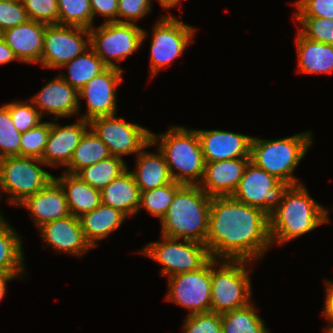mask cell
I'll list each match as a JSON object with an SVG mask.
<instances>
[{
	"instance_id": "obj_28",
	"label": "cell",
	"mask_w": 333,
	"mask_h": 333,
	"mask_svg": "<svg viewBox=\"0 0 333 333\" xmlns=\"http://www.w3.org/2000/svg\"><path fill=\"white\" fill-rule=\"evenodd\" d=\"M66 69L67 73L58 75L76 90L82 89L92 78L103 72L107 66L91 47L63 65L60 69Z\"/></svg>"
},
{
	"instance_id": "obj_40",
	"label": "cell",
	"mask_w": 333,
	"mask_h": 333,
	"mask_svg": "<svg viewBox=\"0 0 333 333\" xmlns=\"http://www.w3.org/2000/svg\"><path fill=\"white\" fill-rule=\"evenodd\" d=\"M29 19L58 25V0H22Z\"/></svg>"
},
{
	"instance_id": "obj_49",
	"label": "cell",
	"mask_w": 333,
	"mask_h": 333,
	"mask_svg": "<svg viewBox=\"0 0 333 333\" xmlns=\"http://www.w3.org/2000/svg\"><path fill=\"white\" fill-rule=\"evenodd\" d=\"M326 328V333H333V325H328Z\"/></svg>"
},
{
	"instance_id": "obj_43",
	"label": "cell",
	"mask_w": 333,
	"mask_h": 333,
	"mask_svg": "<svg viewBox=\"0 0 333 333\" xmlns=\"http://www.w3.org/2000/svg\"><path fill=\"white\" fill-rule=\"evenodd\" d=\"M294 17H324L333 19V0H297Z\"/></svg>"
},
{
	"instance_id": "obj_18",
	"label": "cell",
	"mask_w": 333,
	"mask_h": 333,
	"mask_svg": "<svg viewBox=\"0 0 333 333\" xmlns=\"http://www.w3.org/2000/svg\"><path fill=\"white\" fill-rule=\"evenodd\" d=\"M195 130L200 140L205 163L251 158L253 136L224 130Z\"/></svg>"
},
{
	"instance_id": "obj_32",
	"label": "cell",
	"mask_w": 333,
	"mask_h": 333,
	"mask_svg": "<svg viewBox=\"0 0 333 333\" xmlns=\"http://www.w3.org/2000/svg\"><path fill=\"white\" fill-rule=\"evenodd\" d=\"M127 169L128 166L124 159L110 156L98 163L84 167L76 175L91 187L101 191Z\"/></svg>"
},
{
	"instance_id": "obj_34",
	"label": "cell",
	"mask_w": 333,
	"mask_h": 333,
	"mask_svg": "<svg viewBox=\"0 0 333 333\" xmlns=\"http://www.w3.org/2000/svg\"><path fill=\"white\" fill-rule=\"evenodd\" d=\"M90 0H58V25L92 28Z\"/></svg>"
},
{
	"instance_id": "obj_14",
	"label": "cell",
	"mask_w": 333,
	"mask_h": 333,
	"mask_svg": "<svg viewBox=\"0 0 333 333\" xmlns=\"http://www.w3.org/2000/svg\"><path fill=\"white\" fill-rule=\"evenodd\" d=\"M89 47L88 28L47 25L43 39L41 67L59 69Z\"/></svg>"
},
{
	"instance_id": "obj_41",
	"label": "cell",
	"mask_w": 333,
	"mask_h": 333,
	"mask_svg": "<svg viewBox=\"0 0 333 333\" xmlns=\"http://www.w3.org/2000/svg\"><path fill=\"white\" fill-rule=\"evenodd\" d=\"M29 20L22 0H0V30L18 26Z\"/></svg>"
},
{
	"instance_id": "obj_2",
	"label": "cell",
	"mask_w": 333,
	"mask_h": 333,
	"mask_svg": "<svg viewBox=\"0 0 333 333\" xmlns=\"http://www.w3.org/2000/svg\"><path fill=\"white\" fill-rule=\"evenodd\" d=\"M328 210L315 201L305 185L289 186L280 205L268 216L271 245H284L329 223Z\"/></svg>"
},
{
	"instance_id": "obj_9",
	"label": "cell",
	"mask_w": 333,
	"mask_h": 333,
	"mask_svg": "<svg viewBox=\"0 0 333 333\" xmlns=\"http://www.w3.org/2000/svg\"><path fill=\"white\" fill-rule=\"evenodd\" d=\"M161 241H154L139 250L141 254L159 262L161 276L171 277L202 268L210 259L207 246L203 243L169 238L161 235Z\"/></svg>"
},
{
	"instance_id": "obj_38",
	"label": "cell",
	"mask_w": 333,
	"mask_h": 333,
	"mask_svg": "<svg viewBox=\"0 0 333 333\" xmlns=\"http://www.w3.org/2000/svg\"><path fill=\"white\" fill-rule=\"evenodd\" d=\"M9 110L14 126L20 133L37 127L42 121L39 110L30 100L12 101L5 104Z\"/></svg>"
},
{
	"instance_id": "obj_50",
	"label": "cell",
	"mask_w": 333,
	"mask_h": 333,
	"mask_svg": "<svg viewBox=\"0 0 333 333\" xmlns=\"http://www.w3.org/2000/svg\"><path fill=\"white\" fill-rule=\"evenodd\" d=\"M4 218V216L2 215V212L0 211V220Z\"/></svg>"
},
{
	"instance_id": "obj_11",
	"label": "cell",
	"mask_w": 333,
	"mask_h": 333,
	"mask_svg": "<svg viewBox=\"0 0 333 333\" xmlns=\"http://www.w3.org/2000/svg\"><path fill=\"white\" fill-rule=\"evenodd\" d=\"M116 115L95 118L89 127L108 147L111 156L123 159L124 155H137L151 141V131Z\"/></svg>"
},
{
	"instance_id": "obj_3",
	"label": "cell",
	"mask_w": 333,
	"mask_h": 333,
	"mask_svg": "<svg viewBox=\"0 0 333 333\" xmlns=\"http://www.w3.org/2000/svg\"><path fill=\"white\" fill-rule=\"evenodd\" d=\"M211 198L199 185H183L160 220L161 235L205 244Z\"/></svg>"
},
{
	"instance_id": "obj_46",
	"label": "cell",
	"mask_w": 333,
	"mask_h": 333,
	"mask_svg": "<svg viewBox=\"0 0 333 333\" xmlns=\"http://www.w3.org/2000/svg\"><path fill=\"white\" fill-rule=\"evenodd\" d=\"M19 61L13 50L6 44L3 37L0 38V65L8 64L12 61Z\"/></svg>"
},
{
	"instance_id": "obj_23",
	"label": "cell",
	"mask_w": 333,
	"mask_h": 333,
	"mask_svg": "<svg viewBox=\"0 0 333 333\" xmlns=\"http://www.w3.org/2000/svg\"><path fill=\"white\" fill-rule=\"evenodd\" d=\"M152 145L153 143L150 141L136 155L137 160L134 170L128 168L140 192L149 191L173 181L162 152L159 149H157V153L145 151L146 148Z\"/></svg>"
},
{
	"instance_id": "obj_48",
	"label": "cell",
	"mask_w": 333,
	"mask_h": 333,
	"mask_svg": "<svg viewBox=\"0 0 333 333\" xmlns=\"http://www.w3.org/2000/svg\"><path fill=\"white\" fill-rule=\"evenodd\" d=\"M184 0H158L161 7L165 10L172 9L176 7L177 5H180V3Z\"/></svg>"
},
{
	"instance_id": "obj_45",
	"label": "cell",
	"mask_w": 333,
	"mask_h": 333,
	"mask_svg": "<svg viewBox=\"0 0 333 333\" xmlns=\"http://www.w3.org/2000/svg\"><path fill=\"white\" fill-rule=\"evenodd\" d=\"M325 283V300L322 309V315L326 317L329 325H333V281L326 280Z\"/></svg>"
},
{
	"instance_id": "obj_44",
	"label": "cell",
	"mask_w": 333,
	"mask_h": 333,
	"mask_svg": "<svg viewBox=\"0 0 333 333\" xmlns=\"http://www.w3.org/2000/svg\"><path fill=\"white\" fill-rule=\"evenodd\" d=\"M93 19L105 18V22H118V0H90Z\"/></svg>"
},
{
	"instance_id": "obj_30",
	"label": "cell",
	"mask_w": 333,
	"mask_h": 333,
	"mask_svg": "<svg viewBox=\"0 0 333 333\" xmlns=\"http://www.w3.org/2000/svg\"><path fill=\"white\" fill-rule=\"evenodd\" d=\"M111 156L108 147L100 140V138L89 127L74 150L72 158L65 167L64 172L69 174H77L84 167L98 163L101 160Z\"/></svg>"
},
{
	"instance_id": "obj_21",
	"label": "cell",
	"mask_w": 333,
	"mask_h": 333,
	"mask_svg": "<svg viewBox=\"0 0 333 333\" xmlns=\"http://www.w3.org/2000/svg\"><path fill=\"white\" fill-rule=\"evenodd\" d=\"M46 26L47 24L29 19L18 26L4 30L2 37L19 61L41 65Z\"/></svg>"
},
{
	"instance_id": "obj_8",
	"label": "cell",
	"mask_w": 333,
	"mask_h": 333,
	"mask_svg": "<svg viewBox=\"0 0 333 333\" xmlns=\"http://www.w3.org/2000/svg\"><path fill=\"white\" fill-rule=\"evenodd\" d=\"M39 158L9 156L0 159V198L8 194V203L18 206L27 197L43 189L54 176L41 168Z\"/></svg>"
},
{
	"instance_id": "obj_15",
	"label": "cell",
	"mask_w": 333,
	"mask_h": 333,
	"mask_svg": "<svg viewBox=\"0 0 333 333\" xmlns=\"http://www.w3.org/2000/svg\"><path fill=\"white\" fill-rule=\"evenodd\" d=\"M122 73L123 70L107 67L79 90V98L85 99L87 108L85 114H79L80 118L90 122L117 113L116 92L123 82Z\"/></svg>"
},
{
	"instance_id": "obj_22",
	"label": "cell",
	"mask_w": 333,
	"mask_h": 333,
	"mask_svg": "<svg viewBox=\"0 0 333 333\" xmlns=\"http://www.w3.org/2000/svg\"><path fill=\"white\" fill-rule=\"evenodd\" d=\"M20 206L28 209L36 227L70 215L64 190L55 179L27 197Z\"/></svg>"
},
{
	"instance_id": "obj_16",
	"label": "cell",
	"mask_w": 333,
	"mask_h": 333,
	"mask_svg": "<svg viewBox=\"0 0 333 333\" xmlns=\"http://www.w3.org/2000/svg\"><path fill=\"white\" fill-rule=\"evenodd\" d=\"M39 110L41 116L54 115V122L59 118L79 115L81 103L79 91L59 75L50 80L44 87L29 99Z\"/></svg>"
},
{
	"instance_id": "obj_1",
	"label": "cell",
	"mask_w": 333,
	"mask_h": 333,
	"mask_svg": "<svg viewBox=\"0 0 333 333\" xmlns=\"http://www.w3.org/2000/svg\"><path fill=\"white\" fill-rule=\"evenodd\" d=\"M205 245L214 259L261 260L272 247L269 217L232 196H214Z\"/></svg>"
},
{
	"instance_id": "obj_42",
	"label": "cell",
	"mask_w": 333,
	"mask_h": 333,
	"mask_svg": "<svg viewBox=\"0 0 333 333\" xmlns=\"http://www.w3.org/2000/svg\"><path fill=\"white\" fill-rule=\"evenodd\" d=\"M152 1L118 0V22L135 23L145 18L152 10Z\"/></svg>"
},
{
	"instance_id": "obj_6",
	"label": "cell",
	"mask_w": 333,
	"mask_h": 333,
	"mask_svg": "<svg viewBox=\"0 0 333 333\" xmlns=\"http://www.w3.org/2000/svg\"><path fill=\"white\" fill-rule=\"evenodd\" d=\"M248 265L251 261L211 258V312L222 314L253 301Z\"/></svg>"
},
{
	"instance_id": "obj_20",
	"label": "cell",
	"mask_w": 333,
	"mask_h": 333,
	"mask_svg": "<svg viewBox=\"0 0 333 333\" xmlns=\"http://www.w3.org/2000/svg\"><path fill=\"white\" fill-rule=\"evenodd\" d=\"M251 158H235L205 163L199 186L209 196H232Z\"/></svg>"
},
{
	"instance_id": "obj_7",
	"label": "cell",
	"mask_w": 333,
	"mask_h": 333,
	"mask_svg": "<svg viewBox=\"0 0 333 333\" xmlns=\"http://www.w3.org/2000/svg\"><path fill=\"white\" fill-rule=\"evenodd\" d=\"M90 47L107 67L123 70L116 62H121L138 51L147 39V30L136 23L102 22L89 29Z\"/></svg>"
},
{
	"instance_id": "obj_35",
	"label": "cell",
	"mask_w": 333,
	"mask_h": 333,
	"mask_svg": "<svg viewBox=\"0 0 333 333\" xmlns=\"http://www.w3.org/2000/svg\"><path fill=\"white\" fill-rule=\"evenodd\" d=\"M21 133L13 124L10 110L4 104L0 106V159L20 156Z\"/></svg>"
},
{
	"instance_id": "obj_33",
	"label": "cell",
	"mask_w": 333,
	"mask_h": 333,
	"mask_svg": "<svg viewBox=\"0 0 333 333\" xmlns=\"http://www.w3.org/2000/svg\"><path fill=\"white\" fill-rule=\"evenodd\" d=\"M182 186L183 184L172 181L155 189L140 192L138 212L141 208H144L150 215L161 220L166 215L176 192Z\"/></svg>"
},
{
	"instance_id": "obj_10",
	"label": "cell",
	"mask_w": 333,
	"mask_h": 333,
	"mask_svg": "<svg viewBox=\"0 0 333 333\" xmlns=\"http://www.w3.org/2000/svg\"><path fill=\"white\" fill-rule=\"evenodd\" d=\"M196 31L195 27L172 14L158 19L153 27L150 43L151 77H155L159 71L171 66L175 59L183 55L187 46L194 43Z\"/></svg>"
},
{
	"instance_id": "obj_17",
	"label": "cell",
	"mask_w": 333,
	"mask_h": 333,
	"mask_svg": "<svg viewBox=\"0 0 333 333\" xmlns=\"http://www.w3.org/2000/svg\"><path fill=\"white\" fill-rule=\"evenodd\" d=\"M38 229L46 247H53L56 253L81 257L93 249L84 237L79 218L72 214L47 222Z\"/></svg>"
},
{
	"instance_id": "obj_47",
	"label": "cell",
	"mask_w": 333,
	"mask_h": 333,
	"mask_svg": "<svg viewBox=\"0 0 333 333\" xmlns=\"http://www.w3.org/2000/svg\"><path fill=\"white\" fill-rule=\"evenodd\" d=\"M16 278H22L21 274H9L7 272H0V302L5 296L7 290V282L15 280Z\"/></svg>"
},
{
	"instance_id": "obj_5",
	"label": "cell",
	"mask_w": 333,
	"mask_h": 333,
	"mask_svg": "<svg viewBox=\"0 0 333 333\" xmlns=\"http://www.w3.org/2000/svg\"><path fill=\"white\" fill-rule=\"evenodd\" d=\"M312 132L305 131L278 139L253 137L251 161L290 186L302 184L294 171L312 145Z\"/></svg>"
},
{
	"instance_id": "obj_36",
	"label": "cell",
	"mask_w": 333,
	"mask_h": 333,
	"mask_svg": "<svg viewBox=\"0 0 333 333\" xmlns=\"http://www.w3.org/2000/svg\"><path fill=\"white\" fill-rule=\"evenodd\" d=\"M51 131V122L43 121L37 127L21 133L20 156L41 159Z\"/></svg>"
},
{
	"instance_id": "obj_12",
	"label": "cell",
	"mask_w": 333,
	"mask_h": 333,
	"mask_svg": "<svg viewBox=\"0 0 333 333\" xmlns=\"http://www.w3.org/2000/svg\"><path fill=\"white\" fill-rule=\"evenodd\" d=\"M289 186L250 160L232 197L249 206L260 208L269 216L280 205Z\"/></svg>"
},
{
	"instance_id": "obj_25",
	"label": "cell",
	"mask_w": 333,
	"mask_h": 333,
	"mask_svg": "<svg viewBox=\"0 0 333 333\" xmlns=\"http://www.w3.org/2000/svg\"><path fill=\"white\" fill-rule=\"evenodd\" d=\"M126 219L119 210L102 203L79 217L84 237L93 249L98 246V241L116 231Z\"/></svg>"
},
{
	"instance_id": "obj_24",
	"label": "cell",
	"mask_w": 333,
	"mask_h": 333,
	"mask_svg": "<svg viewBox=\"0 0 333 333\" xmlns=\"http://www.w3.org/2000/svg\"><path fill=\"white\" fill-rule=\"evenodd\" d=\"M101 203L119 210L127 218L138 213L140 190L129 169L101 190Z\"/></svg>"
},
{
	"instance_id": "obj_39",
	"label": "cell",
	"mask_w": 333,
	"mask_h": 333,
	"mask_svg": "<svg viewBox=\"0 0 333 333\" xmlns=\"http://www.w3.org/2000/svg\"><path fill=\"white\" fill-rule=\"evenodd\" d=\"M183 324L184 333H222L221 314L216 312L187 315Z\"/></svg>"
},
{
	"instance_id": "obj_27",
	"label": "cell",
	"mask_w": 333,
	"mask_h": 333,
	"mask_svg": "<svg viewBox=\"0 0 333 333\" xmlns=\"http://www.w3.org/2000/svg\"><path fill=\"white\" fill-rule=\"evenodd\" d=\"M54 179L64 190L70 214L80 217L91 212L101 204V191L91 187L76 174L63 171V175Z\"/></svg>"
},
{
	"instance_id": "obj_19",
	"label": "cell",
	"mask_w": 333,
	"mask_h": 333,
	"mask_svg": "<svg viewBox=\"0 0 333 333\" xmlns=\"http://www.w3.org/2000/svg\"><path fill=\"white\" fill-rule=\"evenodd\" d=\"M88 128L89 122L79 117L75 123L66 126L51 121V131L40 160L47 166L55 168L62 165L65 168Z\"/></svg>"
},
{
	"instance_id": "obj_4",
	"label": "cell",
	"mask_w": 333,
	"mask_h": 333,
	"mask_svg": "<svg viewBox=\"0 0 333 333\" xmlns=\"http://www.w3.org/2000/svg\"><path fill=\"white\" fill-rule=\"evenodd\" d=\"M151 142L164 155L173 181L183 185H199L205 161L195 129L172 125L166 133L151 132Z\"/></svg>"
},
{
	"instance_id": "obj_13",
	"label": "cell",
	"mask_w": 333,
	"mask_h": 333,
	"mask_svg": "<svg viewBox=\"0 0 333 333\" xmlns=\"http://www.w3.org/2000/svg\"><path fill=\"white\" fill-rule=\"evenodd\" d=\"M166 300L188 314L210 312L211 305V259L200 269L168 277Z\"/></svg>"
},
{
	"instance_id": "obj_31",
	"label": "cell",
	"mask_w": 333,
	"mask_h": 333,
	"mask_svg": "<svg viewBox=\"0 0 333 333\" xmlns=\"http://www.w3.org/2000/svg\"><path fill=\"white\" fill-rule=\"evenodd\" d=\"M251 303L221 314L222 333H270Z\"/></svg>"
},
{
	"instance_id": "obj_29",
	"label": "cell",
	"mask_w": 333,
	"mask_h": 333,
	"mask_svg": "<svg viewBox=\"0 0 333 333\" xmlns=\"http://www.w3.org/2000/svg\"><path fill=\"white\" fill-rule=\"evenodd\" d=\"M22 237L9 225L6 218L0 220V272L24 273V250Z\"/></svg>"
},
{
	"instance_id": "obj_37",
	"label": "cell",
	"mask_w": 333,
	"mask_h": 333,
	"mask_svg": "<svg viewBox=\"0 0 333 333\" xmlns=\"http://www.w3.org/2000/svg\"><path fill=\"white\" fill-rule=\"evenodd\" d=\"M299 32L306 38L333 45V19L324 17H295Z\"/></svg>"
},
{
	"instance_id": "obj_26",
	"label": "cell",
	"mask_w": 333,
	"mask_h": 333,
	"mask_svg": "<svg viewBox=\"0 0 333 333\" xmlns=\"http://www.w3.org/2000/svg\"><path fill=\"white\" fill-rule=\"evenodd\" d=\"M295 42L299 72L317 75L333 73V45L310 40L299 31Z\"/></svg>"
}]
</instances>
